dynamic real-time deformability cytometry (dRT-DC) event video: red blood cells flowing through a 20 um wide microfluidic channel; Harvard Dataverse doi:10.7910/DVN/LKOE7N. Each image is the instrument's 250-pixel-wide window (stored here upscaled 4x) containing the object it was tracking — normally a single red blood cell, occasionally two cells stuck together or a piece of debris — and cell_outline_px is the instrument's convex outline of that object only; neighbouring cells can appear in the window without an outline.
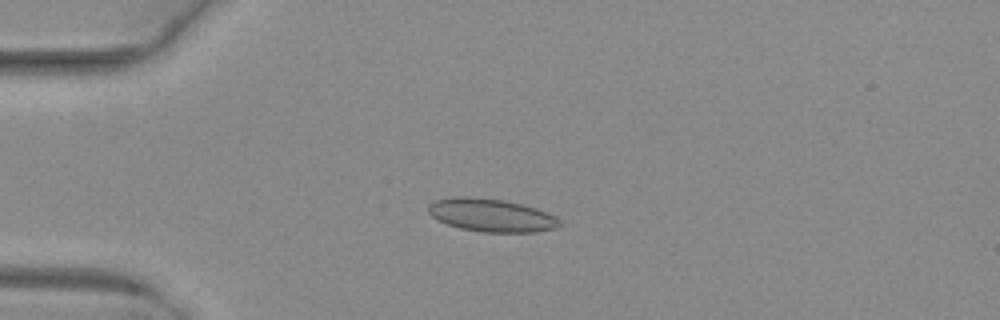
{"species": "common noctule bat (a hibernating species)", "species_latin": "Nyctalus noctula", "temperature_condition": "warm", "stored_images_in_passage": 51, "camera_frame_rate_fps": 3000, "um_per_image_px": 0.085, "animal": {"sex": "female", "body_mass_g": 29.2, "forearm_length_mm": 56.3}, "frame": {"image": 1, "passage_image": 13, "time_ms": 4.0, "image_size_px": [1000, 320], "cell_outline_px": [[560, 224], [556, 228], [536, 232], [484, 232], [460, 228], [448, 224], [432, 216], [428, 212], [428, 204], [436, 200], [452, 196], [468, 196], [504, 200], [536, 208], [556, 216], [560, 220]], "centroid_in_image_um": [41.76, 18.29], "position_along_channel_um": 43.2, "area_um2": 25.2}}
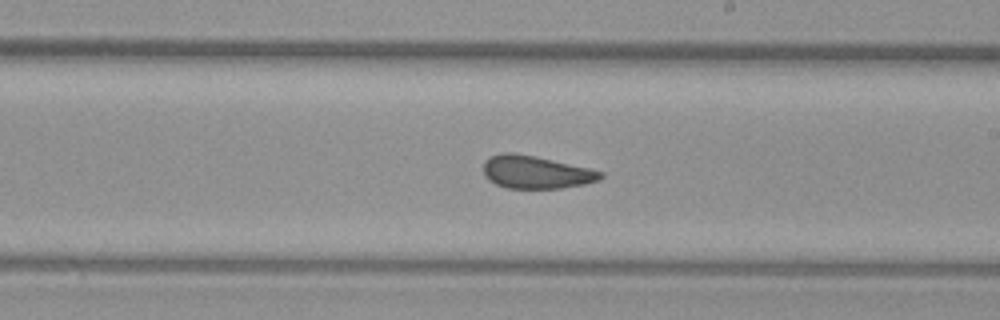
{"frame": {"image": 2, "passage_image": 30, "time_ms": 9.667, "image_size_px": [1000, 320], "cell_outline_px": [[604, 176], [600, 180], [584, 184], [560, 188], [504, 188], [488, 180], [484, 176], [484, 160], [488, 156], [504, 152], [512, 152], [536, 156], [588, 168], [604, 172]], "centroid_in_image_um": [45.52, 14.63], "position_along_channel_um": 243.5, "area_um2": 22.54}}
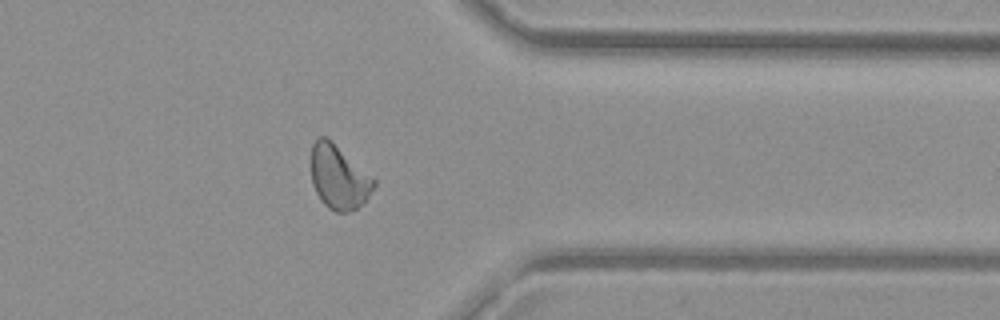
{"frame": {"image": 3, "passage_image": 41, "time_ms": 13.333, "image_size_px": [1000, 320], "cell_outline_px": [[376, 184], [364, 204], [352, 212], [336, 212], [328, 208], [320, 200], [312, 184], [308, 160], [312, 144], [320, 136], [324, 136], [372, 176], [376, 180]], "centroid_in_image_um": [28.75, 15.1], "position_along_channel_um": 382.6, "area_um2": 23.7}, "authors_computed_cell_mechanics": {"area_um2": 23.5824, "velocity_mm_per_s": 4.0329, "shape_relaxation_time_tau1_ms": null, "shape_relaxation_time_tau2_ms": 1.4263, "deformation_change_tau1": null, "deformation_change_tau2": 0.0702}}